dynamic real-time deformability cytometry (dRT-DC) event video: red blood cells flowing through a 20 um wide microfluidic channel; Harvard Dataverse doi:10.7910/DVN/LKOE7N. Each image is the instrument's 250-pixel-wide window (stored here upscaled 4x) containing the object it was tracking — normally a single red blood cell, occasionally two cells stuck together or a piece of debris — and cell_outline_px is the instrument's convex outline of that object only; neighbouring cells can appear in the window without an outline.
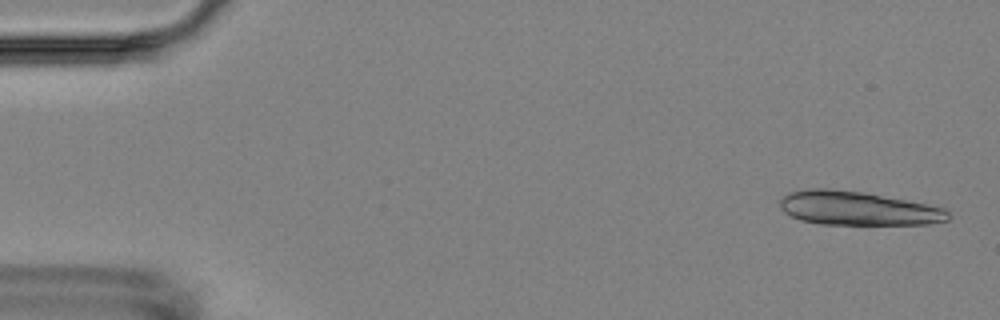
{"species": "Egyptian fruit bat (a non-hibernating species)", "species_latin": "Rousettus aegyptiacus", "temperature_condition": "room temperature", "stored_images_in_passage": 5, "camera_frame_rate_fps": 3000, "um_per_image_px": 0.085, "animal": {"sex": "female"}, "frame": {"image": 1, "passage_image": 1, "time_ms": 0.0, "image_size_px": [1000, 320], "cell_outline_px": [[952, 216], [948, 220], [928, 224], [820, 224], [800, 220], [784, 212], [780, 208], [780, 200], [784, 196], [792, 192], [808, 188], [832, 188], [864, 192], [944, 208]], "centroid_in_image_um": [72.88, 17.71], "position_along_channel_um": 12.1, "area_um2": 33.0}}